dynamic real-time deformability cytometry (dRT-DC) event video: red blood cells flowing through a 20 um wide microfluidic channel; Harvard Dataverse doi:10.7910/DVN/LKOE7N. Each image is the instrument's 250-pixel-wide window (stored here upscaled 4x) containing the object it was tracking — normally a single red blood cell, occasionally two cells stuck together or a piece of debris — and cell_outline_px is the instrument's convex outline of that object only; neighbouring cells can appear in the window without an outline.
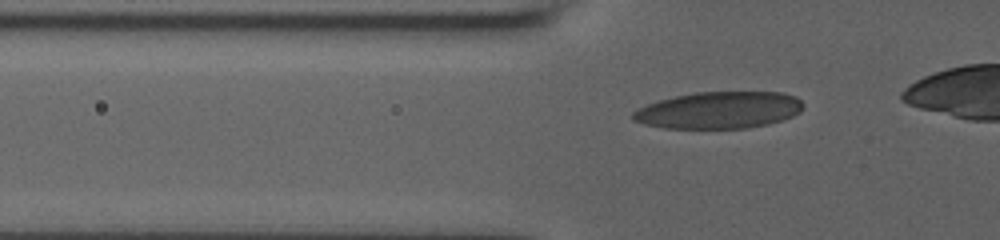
{"species": "human", "species_latin": "Homo sapiens", "temperature_condition": "room temperature", "stored_images_in_passage": 40, "camera_frame_rate_fps": 3000, "um_per_image_px": 0.085, "donor": {"sex": "male"}, "frame": {"image": 1, "passage_image": 10, "time_ms": 3.0, "image_size_px": [1000, 240], "cell_outline_px": [[804, 104], [800, 112], [792, 116], [768, 124], [744, 128], [664, 128], [644, 124], [632, 120], [632, 112], [648, 104], [660, 100], [676, 96], [696, 92], [784, 92], [796, 96]], "centroid_in_image_um": [61.13, 9.36], "position_along_channel_um": 64.7, "area_um2": 36.47}}
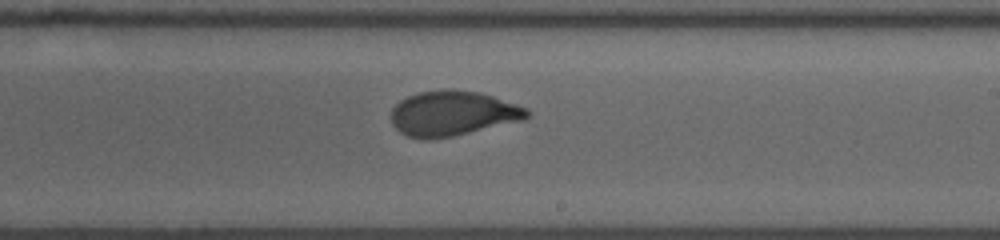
{"frame": {"image": 2, "passage_image": 25, "time_ms": 8.0, "image_size_px": [1000, 240], "cell_outline_px": [[528, 116], [524, 120], [452, 136], [428, 140], [424, 140], [408, 136], [400, 132], [392, 124], [392, 108], [400, 100], [408, 96], [420, 92], [440, 88], [448, 88], [480, 92], [528, 108]], "centroid_in_image_um": [38.46, 9.63], "position_along_channel_um": 250.5, "area_um2": 35.66}}
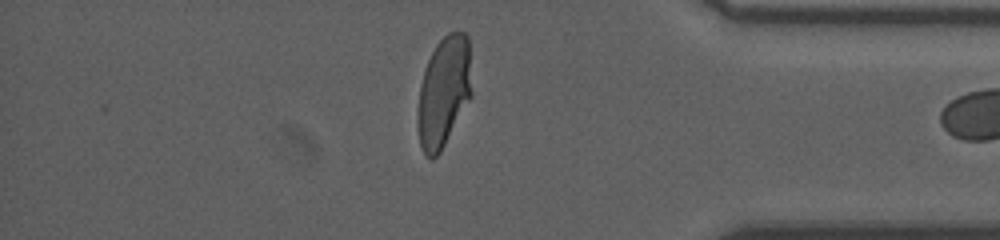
{"frame": {"image": 3, "passage_image": 38, "time_ms": 12.333, "image_size_px": [1000, 240], "cell_outline_px": [[472, 96], [440, 152], [432, 160], [424, 152], [420, 144], [416, 120], [416, 116], [420, 84], [428, 60], [436, 44], [448, 32], [464, 32], [468, 36], [472, 92]], "centroid_in_image_um": [37.71, 7.81], "position_along_channel_um": 397.5, "area_um2": 34.91}}